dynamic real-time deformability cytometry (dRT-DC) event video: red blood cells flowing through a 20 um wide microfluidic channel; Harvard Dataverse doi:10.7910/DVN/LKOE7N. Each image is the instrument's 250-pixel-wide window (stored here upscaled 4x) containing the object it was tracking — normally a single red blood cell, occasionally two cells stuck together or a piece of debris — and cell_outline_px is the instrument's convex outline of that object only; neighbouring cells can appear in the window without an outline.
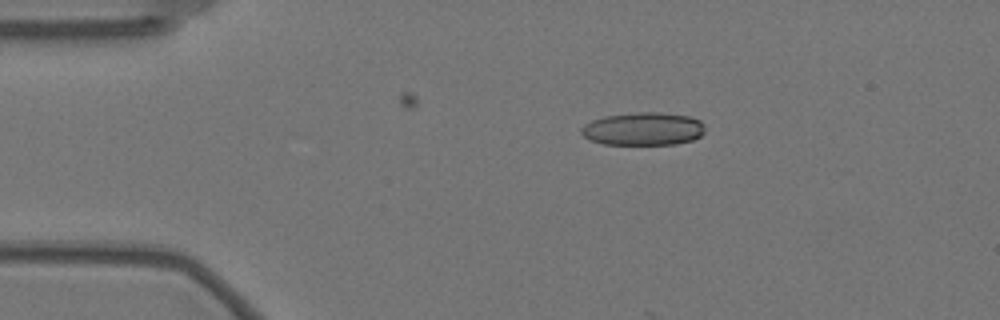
{"species": "Egyptian fruit bat (a non-hibernating species)", "species_latin": "Rousettus aegyptiacus", "temperature_condition": "warm", "stored_images_in_passage": 15, "camera_frame_rate_fps": 3000, "um_per_image_px": 0.085, "animal": {"sex": "female"}, "frame": {"image": 1, "passage_image": 10, "time_ms": 3.0, "image_size_px": [1000, 320], "cell_outline_px": [[704, 132], [700, 136], [692, 140], [676, 144], [604, 144], [588, 140], [580, 132], [580, 128], [584, 124], [592, 120], [604, 116], [636, 112], [660, 112], [688, 116], [700, 120], [704, 124]], "centroid_in_image_um": [54.65, 10.95], "position_along_channel_um": 30.3, "area_um2": 23.93}}